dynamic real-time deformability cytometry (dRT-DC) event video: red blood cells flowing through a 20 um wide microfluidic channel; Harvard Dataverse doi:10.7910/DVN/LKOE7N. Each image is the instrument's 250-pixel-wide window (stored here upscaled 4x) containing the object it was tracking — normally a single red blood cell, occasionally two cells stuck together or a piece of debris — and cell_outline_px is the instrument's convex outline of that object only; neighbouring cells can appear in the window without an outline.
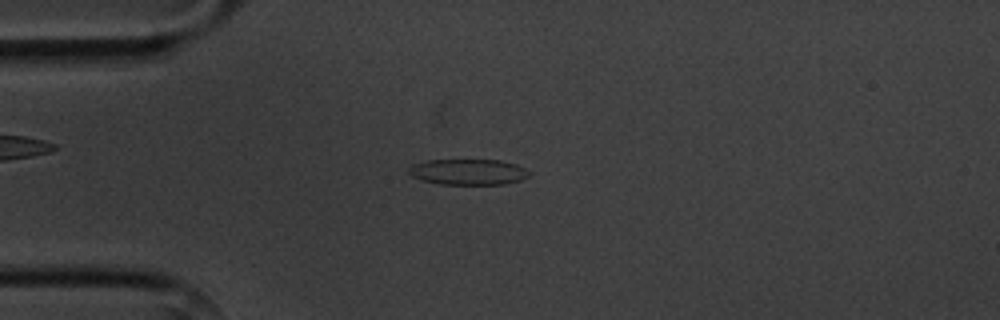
{"species": "common noctule bat (a hibernating species)", "species_latin": "Nyctalus noctula", "temperature_condition": "cold", "stored_images_in_passage": 3, "camera_frame_rate_fps": 3000, "um_per_image_px": 0.085, "animal": {"sex": "male", "body_mass_g": 20.1, "forearm_length_mm": 53.5}, "frame": {"image": 1, "passage_image": 3, "time_ms": 2.667, "image_size_px": [1000, 320], "cell_outline_px": [[532, 172], [528, 176], [520, 180], [504, 184], [440, 184], [420, 180], [412, 176], [408, 172], [408, 168], [412, 164], [428, 160], [500, 160], [516, 164]], "centroid_in_image_um": [39.78, 14.61], "position_along_channel_um": 45.2, "area_um2": 18.15}}